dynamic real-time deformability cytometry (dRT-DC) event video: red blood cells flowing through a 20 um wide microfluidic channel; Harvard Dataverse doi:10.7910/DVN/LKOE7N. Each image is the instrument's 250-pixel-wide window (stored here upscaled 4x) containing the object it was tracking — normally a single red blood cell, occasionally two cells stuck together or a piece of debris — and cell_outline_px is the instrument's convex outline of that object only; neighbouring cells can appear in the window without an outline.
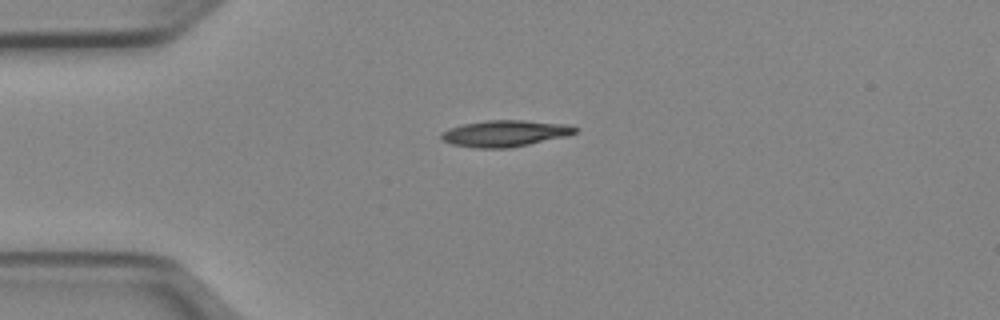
{"species": "Egyptian fruit bat (a non-hibernating species)", "species_latin": "Rousettus aegyptiacus", "temperature_condition": "cold", "stored_images_in_passage": 39, "camera_frame_rate_fps": 3000, "um_per_image_px": 0.085, "animal": {"sex": "female"}, "frame": {"image": 1, "passage_image": 1, "time_ms": 0.0, "image_size_px": [1000, 320], "cell_outline_px": [[580, 128], [576, 132], [568, 136], [508, 148], [476, 148], [452, 144], [444, 140], [440, 136], [440, 132], [448, 128], [464, 124], [488, 120], [524, 120], [568, 124]], "centroid_in_image_um": [42.95, 11.33], "position_along_channel_um": 42.1, "area_um2": 20.63}}
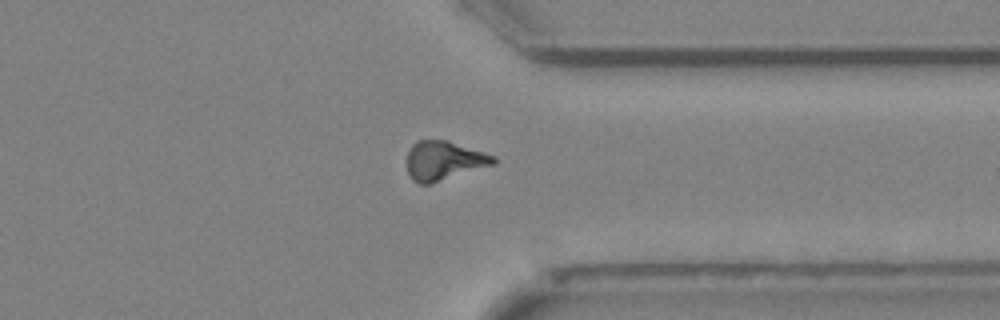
{"frame": {"image": 2, "passage_image": 28, "time_ms": 9.0, "image_size_px": [1000, 320], "cell_outline_px": [[496, 164], [428, 184], [420, 184], [412, 180], [408, 172], [408, 152], [412, 144], [416, 140], [448, 140], [496, 156]], "centroid_in_image_um": [37.74, 13.64], "position_along_channel_um": 373.7, "area_um2": 19.65}}
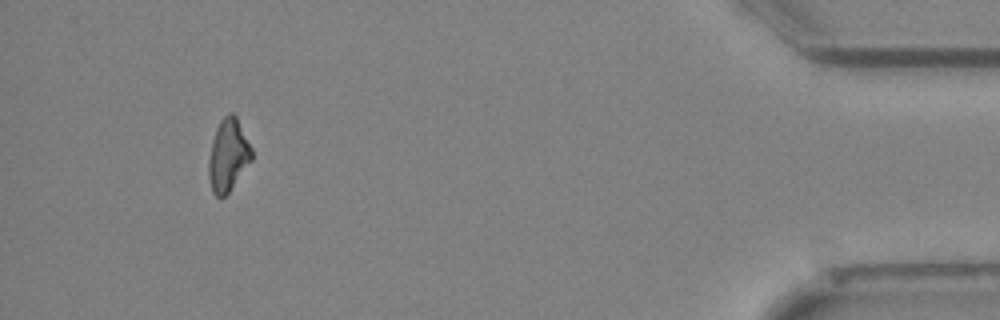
{"frame": {"image": 3, "passage_image": 36, "time_ms": 11.667, "image_size_px": [1000, 320], "cell_outline_px": [[252, 160], [228, 192], [220, 200], [212, 192], [208, 176], [208, 160], [212, 140], [216, 128], [220, 120], [228, 112], [232, 112], [236, 116], [252, 148]], "centroid_in_image_um": [19.37, 13.19], "position_along_channel_um": 415.8, "area_um2": 18.21}, "authors_computed_cell_mechanics": {"area_um2": 19.652, "velocity_mm_per_s": 3.9843, "shape_relaxation_time_tau1_ms": 8.6472, "shape_relaxation_time_tau2_ms": null, "deformation_change_tau1": 0.194, "deformation_change_tau2": null}}